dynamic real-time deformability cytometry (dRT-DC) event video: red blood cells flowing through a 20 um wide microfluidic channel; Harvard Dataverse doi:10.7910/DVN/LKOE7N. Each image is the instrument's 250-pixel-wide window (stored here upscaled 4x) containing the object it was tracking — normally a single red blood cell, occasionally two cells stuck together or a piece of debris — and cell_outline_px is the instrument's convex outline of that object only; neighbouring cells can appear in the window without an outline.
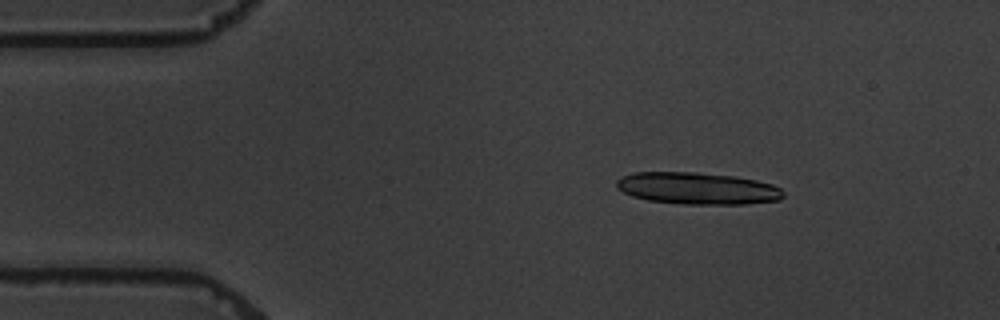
{"species": "common noctule bat (a hibernating species)", "species_latin": "Nyctalus noctula", "temperature_condition": "warm", "stored_images_in_passage": 5, "camera_frame_rate_fps": 3000, "um_per_image_px": 0.085, "animal": {"sex": "male", "body_mass_g": 19.5, "forearm_length_mm": 54.6}, "frame": {"image": 1, "passage_image": 3, "time_ms": 2.333, "image_size_px": [1000, 320], "cell_outline_px": [[784, 196], [780, 200], [744, 204], [680, 204], [648, 200], [632, 196], [616, 188], [616, 180], [620, 176], [636, 172], [696, 172], [736, 176], [756, 180], [772, 184], [780, 188], [784, 192]], "centroid_in_image_um": [59.27, 16.01], "position_along_channel_um": 25.7, "area_um2": 31.27}}
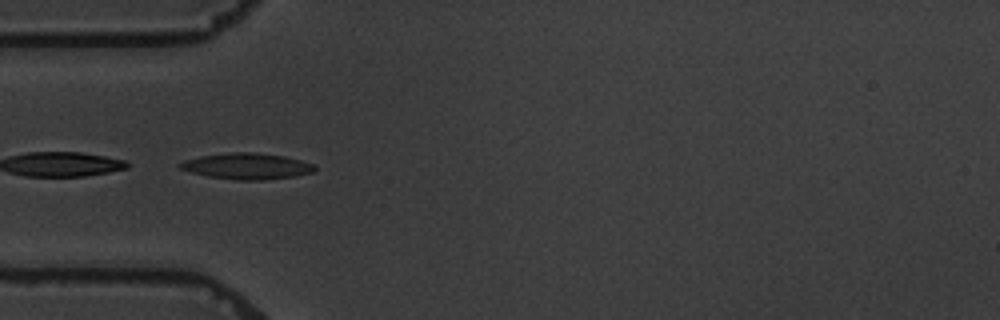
{"frame": {"image": 2, "passage_image": 5, "time_ms": 5.333, "image_size_px": [1000, 320], "cell_outline_px": [[316, 168], [312, 172], [296, 176], [264, 180], [236, 180], [208, 176], [192, 172], [180, 168], [176, 164], [184, 160], [200, 156], [232, 152], [256, 152], [284, 156], [316, 164]], "centroid_in_image_um": [21.0, 14.12], "position_along_channel_um": 64.0, "area_um2": 20.52}}